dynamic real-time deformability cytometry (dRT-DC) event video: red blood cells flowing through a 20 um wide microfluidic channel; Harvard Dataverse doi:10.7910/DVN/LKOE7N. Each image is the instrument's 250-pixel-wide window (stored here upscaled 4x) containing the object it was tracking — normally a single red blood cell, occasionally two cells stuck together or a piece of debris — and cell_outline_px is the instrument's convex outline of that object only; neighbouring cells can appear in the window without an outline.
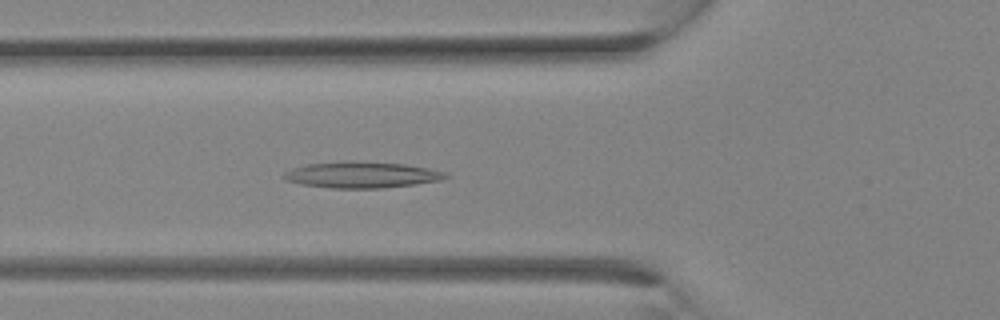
{"species": "Egyptian fruit bat (a non-hibernating species)", "species_latin": "Rousettus aegyptiacus", "temperature_condition": "room temperature", "stored_images_in_passage": 12, "camera_frame_rate_fps": 3000, "um_per_image_px": 0.085, "animal": {"sex": "female"}, "frame": {"image": 1, "passage_image": 6, "time_ms": 1.667, "image_size_px": [1000, 320], "cell_outline_px": [[452, 176], [440, 180], [416, 184], [380, 188], [332, 188], [300, 184], [284, 180], [280, 176], [284, 172], [292, 168], [308, 164], [348, 160], [352, 160], [404, 164], [428, 168], [444, 172]], "centroid_in_image_um": [30.7, 14.85], "position_along_channel_um": 95.1, "area_um2": 24.91}}
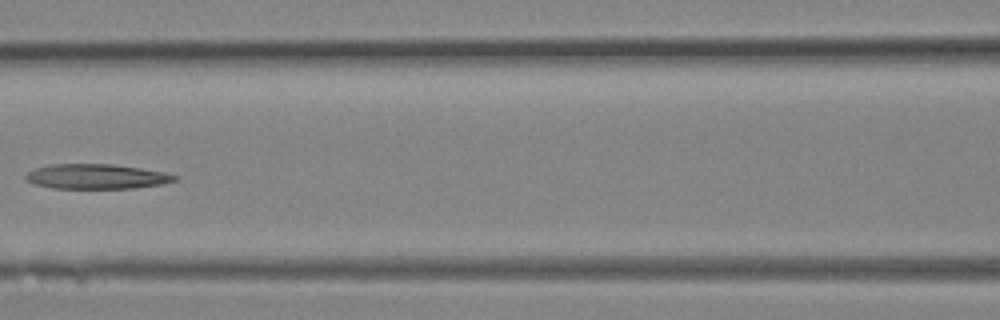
{"frame": {"image": 2, "passage_image": 9, "time_ms": 2.667, "image_size_px": [1000, 320], "cell_outline_px": [[180, 176], [176, 180], [164, 184], [132, 188], [52, 188], [32, 184], [24, 176], [28, 172], [36, 168], [48, 164], [112, 164], [140, 168], [164, 172]], "centroid_in_image_um": [8.21, 15.0], "position_along_channel_um": 158.4, "area_um2": 21.62}}
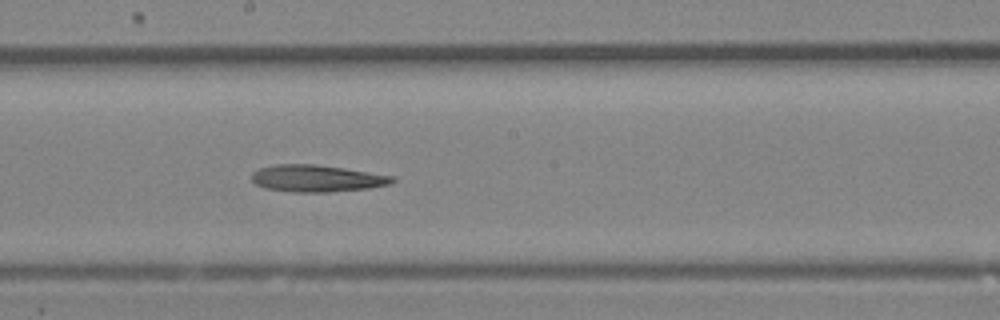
{"frame": {"image": 3, "passage_image": 12, "time_ms": 3.667, "image_size_px": [1000, 320], "cell_outline_px": [[396, 180], [392, 184], [368, 188], [328, 192], [292, 192], [264, 188], [256, 184], [252, 180], [252, 172], [260, 168], [276, 164], [316, 164], [344, 168], [396, 176]], "centroid_in_image_um": [26.95, 15.16], "position_along_channel_um": 221.2, "area_um2": 22.2}}